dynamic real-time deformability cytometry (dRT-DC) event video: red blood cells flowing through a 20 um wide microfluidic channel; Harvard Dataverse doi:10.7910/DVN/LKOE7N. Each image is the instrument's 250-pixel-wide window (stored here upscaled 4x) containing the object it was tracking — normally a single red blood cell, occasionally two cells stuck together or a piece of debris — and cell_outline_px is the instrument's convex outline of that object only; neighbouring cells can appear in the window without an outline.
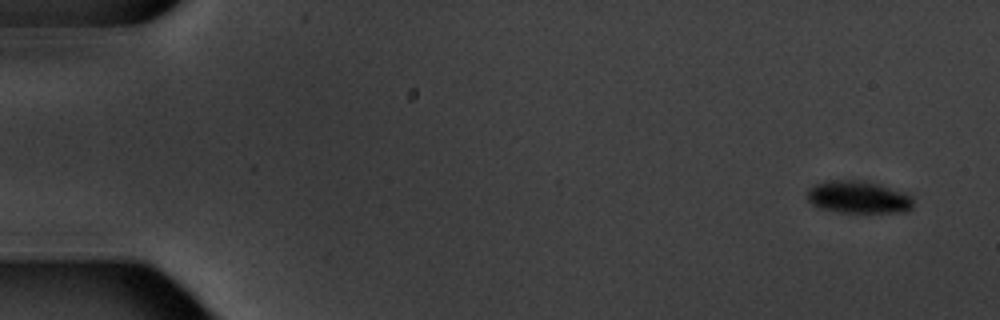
{"species": "common noctule bat (a hibernating species)", "species_latin": "Nyctalus noctula", "temperature_condition": "warm", "stored_images_in_passage": 15, "camera_frame_rate_fps": 3000, "um_per_image_px": 0.085, "animal": {"sex": "male", "body_mass_g": 20.1, "forearm_length_mm": 53.5}, "frame": {"image": 1, "passage_image": 1, "time_ms": 0.0, "image_size_px": [1000, 320], "cell_outline_px": [[912, 208], [904, 212], [840, 212], [820, 208], [812, 204], [808, 200], [808, 188], [824, 180], [860, 180], [880, 184], [904, 192], [912, 196]], "centroid_in_image_um": [72.95, 16.75], "position_along_channel_um": 12.0, "area_um2": 20.06}}
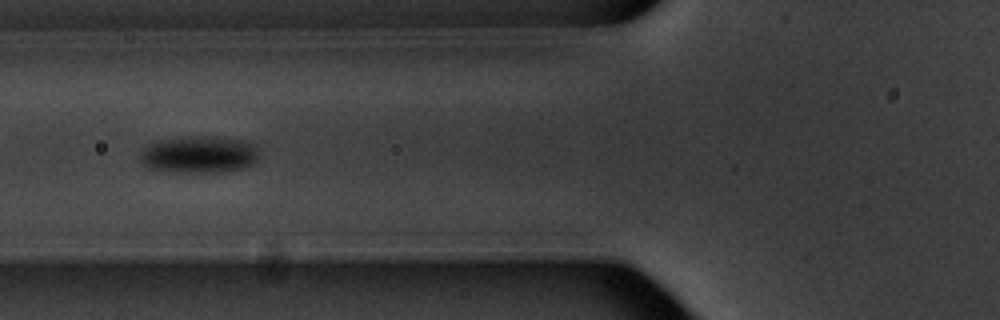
{"frame": {"image": 2, "passage_image": 6, "time_ms": 6.667, "image_size_px": [1000, 320], "cell_outline_px": [[260, 156], [252, 164], [244, 168], [224, 172], [180, 172], [148, 168], [140, 160], [140, 152], [148, 144], [160, 140], [192, 136], [216, 136], [244, 140], [256, 144]], "centroid_in_image_um": [16.97, 13.12], "position_along_channel_um": 108.8, "area_um2": 25.95}}
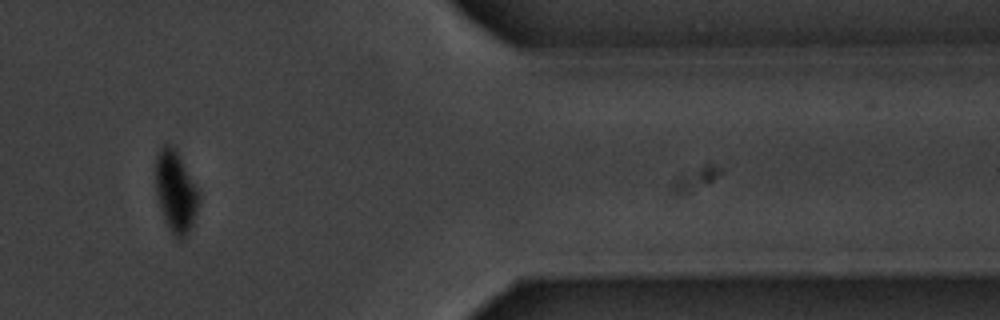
{"frame": {"image": 3, "passage_image": 13, "time_ms": 15.667, "image_size_px": [1000, 320], "cell_outline_px": [[200, 200], [192, 224], [188, 232], [180, 240], [176, 240], [168, 228], [164, 220], [160, 208], [156, 192], [156, 152], [164, 144], [168, 144], [176, 148], [200, 196]], "centroid_in_image_um": [14.91, 16.29], "position_along_channel_um": 396.5, "area_um2": 20.4}, "authors_computed_cell_mechanics": {"area_um2": 24.0448, "velocity_mm_per_s": 3.485, "shape_relaxation_time_tau1_ms": 2.7122, "shape_relaxation_time_tau2_ms": null, "deformation_change_tau1": 0.0897, "deformation_change_tau2": null}}